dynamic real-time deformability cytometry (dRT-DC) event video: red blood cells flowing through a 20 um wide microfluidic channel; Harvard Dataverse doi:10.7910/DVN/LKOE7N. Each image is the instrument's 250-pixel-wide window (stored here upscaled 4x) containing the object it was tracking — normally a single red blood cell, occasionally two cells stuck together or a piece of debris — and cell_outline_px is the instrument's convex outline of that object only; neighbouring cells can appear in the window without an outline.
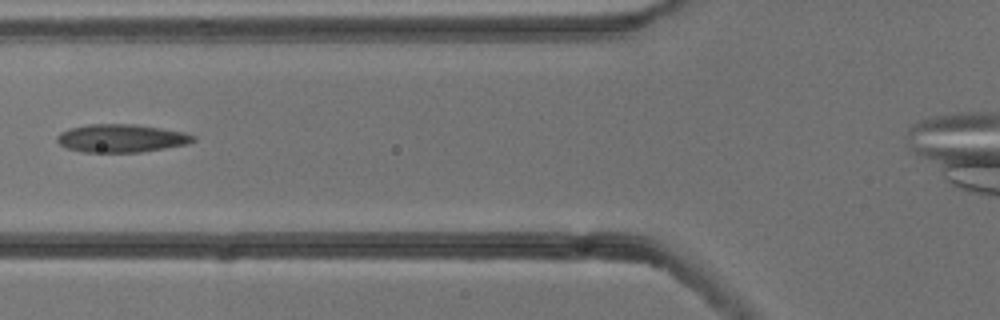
{"species": "common noctule bat (a hibernating species)", "species_latin": "Nyctalus noctula", "temperature_condition": "cold", "stored_images_in_passage": 4, "camera_frame_rate_fps": 3000, "um_per_image_px": 0.085, "animal": {"sex": "male", "body_mass_g": 13.3}, "frame": {"image": 1, "passage_image": 3, "time_ms": 0.667, "image_size_px": [1000, 320], "cell_outline_px": [[196, 140], [188, 144], [140, 152], [84, 152], [68, 148], [60, 144], [56, 140], [56, 136], [60, 132], [68, 128], [88, 124], [136, 124], [184, 132], [196, 136]], "centroid_in_image_um": [10.3, 11.74], "position_along_channel_um": 115.5, "area_um2": 22.31}}
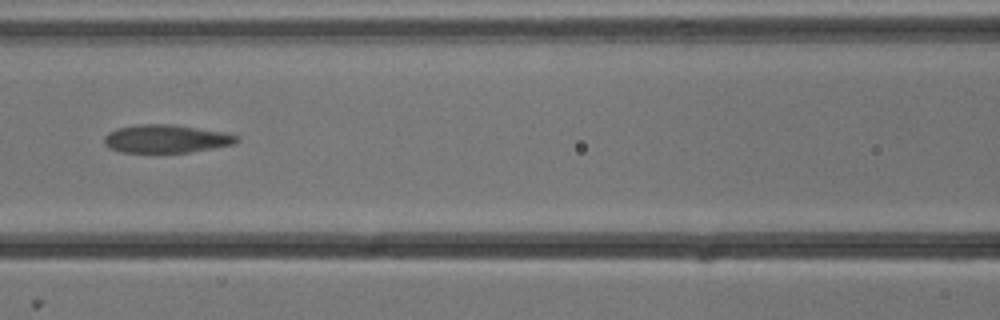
{"frame": {"image": 2, "passage_image": 4, "time_ms": 1.0, "image_size_px": [1000, 320], "cell_outline_px": [[240, 140], [232, 144], [212, 148], [188, 152], [120, 152], [108, 148], [104, 144], [104, 136], [108, 132], [116, 128], [140, 124], [172, 124], [224, 132], [240, 136]], "centroid_in_image_um": [14.09, 11.79], "position_along_channel_um": 152.5, "area_um2": 21.73}}